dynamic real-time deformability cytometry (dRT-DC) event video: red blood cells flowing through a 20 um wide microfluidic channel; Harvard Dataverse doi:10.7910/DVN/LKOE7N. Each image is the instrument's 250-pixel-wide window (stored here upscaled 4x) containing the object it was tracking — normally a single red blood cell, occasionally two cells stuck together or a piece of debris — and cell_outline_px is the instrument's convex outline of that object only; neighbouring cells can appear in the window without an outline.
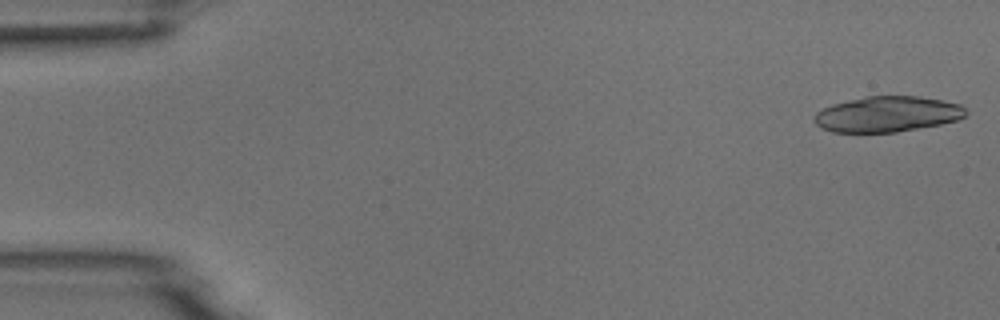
{"species": "common noctule bat (a hibernating species)", "species_latin": "Nyctalus noctula", "temperature_condition": "room temperature", "stored_images_in_passage": 5, "camera_frame_rate_fps": 3000, "um_per_image_px": 0.085, "animal": {"sex": "male", "body_mass_g": 18.8}, "frame": {"image": 1, "passage_image": 1, "time_ms": 0.0, "image_size_px": [1000, 320], "cell_outline_px": [[968, 112], [964, 116], [956, 120], [940, 124], [896, 132], [832, 132], [820, 128], [812, 120], [812, 116], [816, 112], [832, 104], [848, 100], [868, 96], [920, 96], [960, 104]], "centroid_in_image_um": [75.37, 9.7], "position_along_channel_um": 9.6, "area_um2": 31.44}}